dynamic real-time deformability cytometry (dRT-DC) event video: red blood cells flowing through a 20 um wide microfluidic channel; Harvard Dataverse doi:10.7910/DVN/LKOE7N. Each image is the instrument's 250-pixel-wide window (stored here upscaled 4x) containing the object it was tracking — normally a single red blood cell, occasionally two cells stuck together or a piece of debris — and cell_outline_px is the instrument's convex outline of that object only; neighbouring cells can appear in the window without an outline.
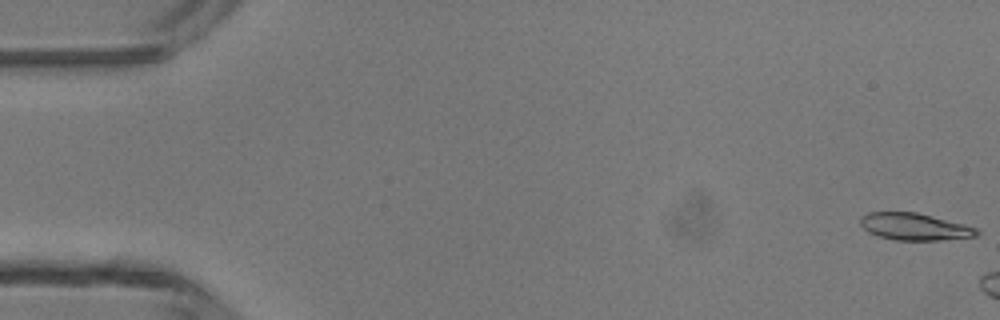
{"species": "common noctule bat (a hibernating species)", "species_latin": "Nyctalus noctula", "temperature_condition": "room temperature", "stored_images_in_passage": 3, "camera_frame_rate_fps": 3000, "um_per_image_px": 0.085, "animal": {"sex": "male", "body_mass_g": 13.3}, "frame": {"image": 1, "passage_image": 1, "time_ms": 0.0, "image_size_px": [1000, 320], "cell_outline_px": [[980, 232], [976, 236], [940, 240], [896, 240], [880, 236], [868, 232], [860, 224], [860, 216], [868, 212], [916, 212], [964, 224], [976, 228]], "centroid_in_image_um": [77.71, 19.26], "position_along_channel_um": 7.3, "area_um2": 18.21}}